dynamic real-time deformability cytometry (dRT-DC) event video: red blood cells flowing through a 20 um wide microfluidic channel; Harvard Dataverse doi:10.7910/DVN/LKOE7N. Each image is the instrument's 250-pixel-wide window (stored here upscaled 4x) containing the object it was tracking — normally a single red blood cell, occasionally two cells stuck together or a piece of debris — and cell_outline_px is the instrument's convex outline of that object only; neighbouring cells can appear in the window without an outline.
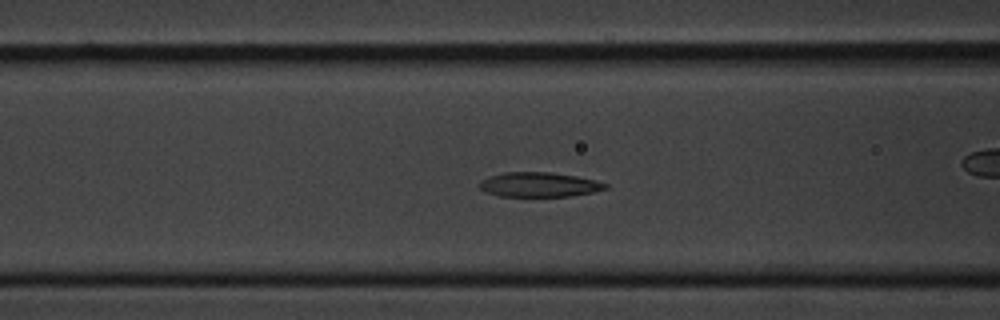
{"species": "common noctule bat (a hibernating species)", "species_latin": "Nyctalus noctula", "temperature_condition": "cold", "stored_images_in_passage": 50, "segment_of_instrument_passage": [1, 2], "camera_frame_rate_fps": 3000, "um_per_image_px": 0.085, "animal": {"sex": "male", "body_mass_g": 20.1, "forearm_length_mm": 53.5}, "frame": {"image": 1, "passage_image": 23, "time_ms": 7.333, "image_size_px": [1000, 320], "cell_outline_px": [[608, 188], [592, 192], [568, 196], [500, 196], [484, 192], [480, 188], [480, 180], [504, 172], [548, 172], [576, 176], [596, 180], [608, 184]], "centroid_in_image_um": [45.82, 15.69], "position_along_channel_um": 120.8, "area_um2": 17.92}}
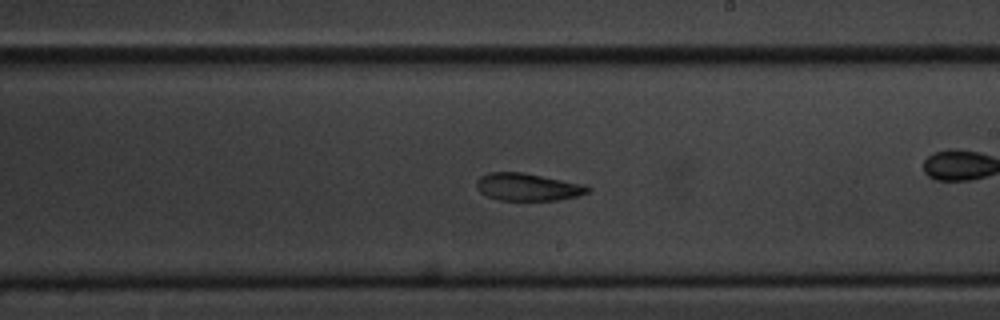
{"frame": {"image": 2, "passage_image": 34, "time_ms": 11.0, "image_size_px": [1000, 320], "cell_outline_px": [[592, 188], [588, 192], [576, 196], [560, 200], [500, 200], [488, 196], [480, 192], [476, 188], [476, 180], [480, 176], [492, 172], [520, 172], [588, 184]], "centroid_in_image_um": [44.89, 15.89], "position_along_channel_um": 244.1, "area_um2": 17.92}}
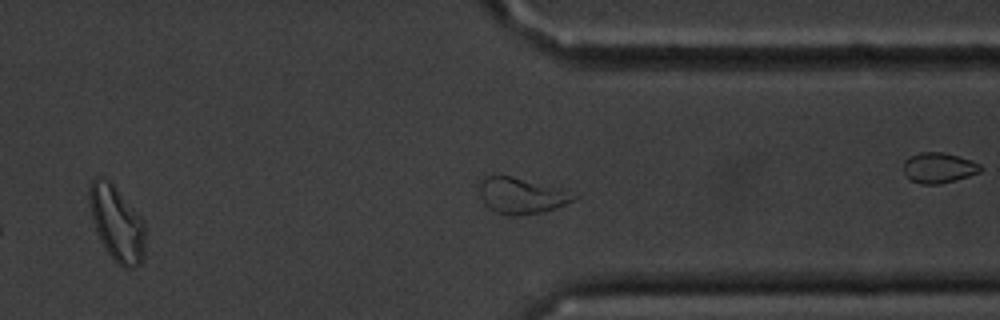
{"frame": {"image": 3, "passage_image": 45, "time_ms": 14.667, "image_size_px": [1000, 320], "cell_outline_px": [[144, 256], [140, 264], [136, 268], [124, 268], [108, 252], [92, 220], [88, 200], [88, 188], [92, 180], [96, 176], [100, 176], [108, 180], [112, 184], [144, 224]], "centroid_in_image_um": [9.9, 18.99], "position_along_channel_um": 401.5, "area_um2": 23.58}}